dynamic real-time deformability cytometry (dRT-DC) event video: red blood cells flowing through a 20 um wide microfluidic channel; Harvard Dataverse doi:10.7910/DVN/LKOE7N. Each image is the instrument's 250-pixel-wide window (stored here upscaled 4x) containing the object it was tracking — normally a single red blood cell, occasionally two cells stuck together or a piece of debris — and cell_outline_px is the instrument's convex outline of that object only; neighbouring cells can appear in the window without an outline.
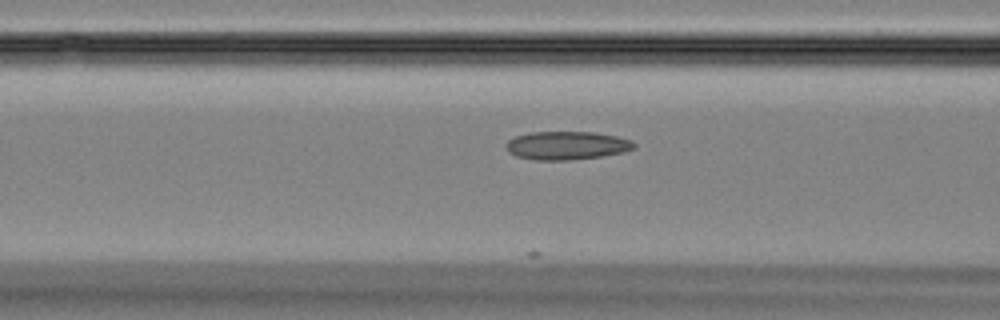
{"species": "Egyptian fruit bat (a non-hibernating species)", "species_latin": "Rousettus aegyptiacus", "temperature_condition": "room temperature", "stored_images_in_passage": 27, "camera_frame_rate_fps": 3000, "um_per_image_px": 0.085, "animal": {"sex": "female"}, "frame": {"image": 1, "passage_image": 6, "time_ms": 1.667, "image_size_px": [1000, 320], "cell_outline_px": [[636, 148], [624, 152], [604, 156], [572, 160], [532, 160], [516, 156], [508, 152], [504, 148], [504, 144], [508, 140], [516, 136], [528, 132], [592, 132], [616, 136], [632, 140], [636, 144]], "centroid_in_image_um": [48.16, 12.37], "position_along_channel_um": 118.4, "area_um2": 21.5}}
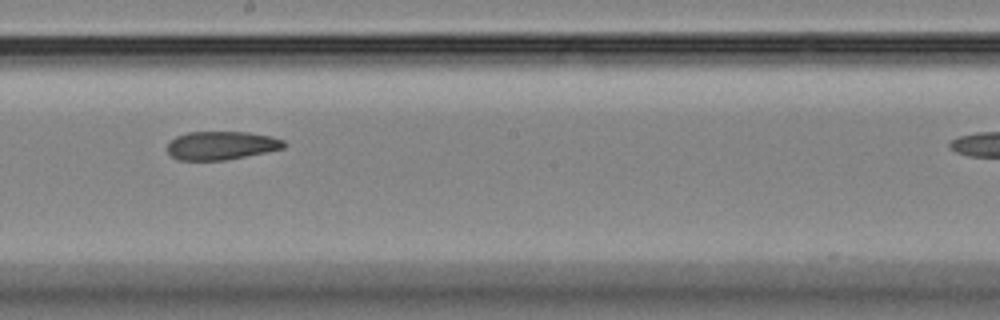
{"frame": {"image": 2, "passage_image": 14, "time_ms": 4.333, "image_size_px": [1000, 320], "cell_outline_px": [[288, 144], [284, 148], [224, 160], [176, 160], [168, 152], [168, 144], [176, 136], [188, 132], [248, 132], [272, 136], [284, 140]], "centroid_in_image_um": [18.83, 12.36], "position_along_channel_um": 229.4, "area_um2": 19.25}}
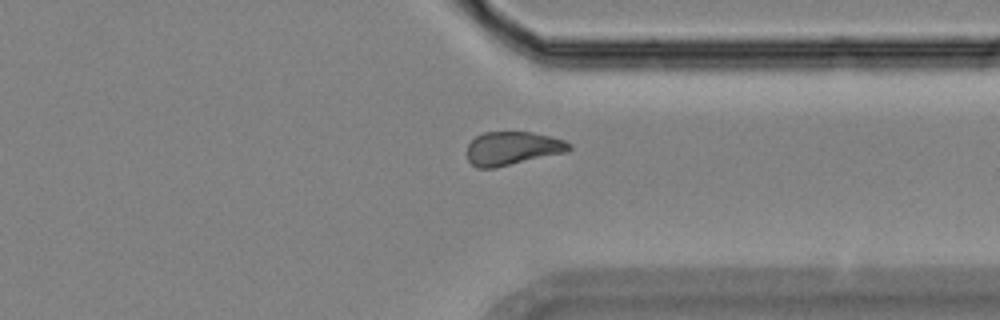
{"frame": {"image": 3, "passage_image": 24, "time_ms": 7.667, "image_size_px": [1000, 320], "cell_outline_px": [[572, 148], [568, 152], [496, 168], [476, 168], [468, 160], [468, 144], [476, 136], [484, 132], [532, 132], [552, 136], [564, 140], [572, 144]], "centroid_in_image_um": [43.6, 12.61], "position_along_channel_um": 367.8, "area_um2": 20.17}}